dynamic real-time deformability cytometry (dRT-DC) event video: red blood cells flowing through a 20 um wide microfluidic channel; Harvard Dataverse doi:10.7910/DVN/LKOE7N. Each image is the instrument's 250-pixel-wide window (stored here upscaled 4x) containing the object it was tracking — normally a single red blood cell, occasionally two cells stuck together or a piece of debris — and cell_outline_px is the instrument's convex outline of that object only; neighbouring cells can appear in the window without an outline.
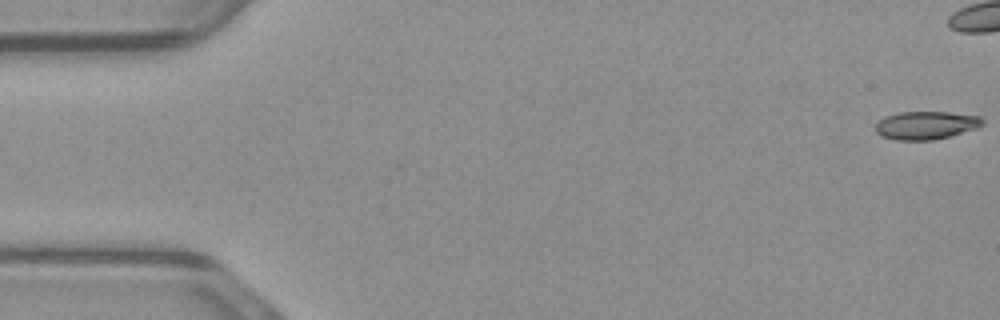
{"species": "common noctule bat (a hibernating species)", "species_latin": "Nyctalus noctula", "temperature_condition": "warm", "stored_images_in_passage": 38, "camera_frame_rate_fps": 3000, "um_per_image_px": 0.085, "animal": {"sex": "male", "body_mass_g": 23.1, "forearm_length_mm": 52.7}, "frame": {"image": 1, "passage_image": 1, "time_ms": 0.0, "image_size_px": [1000, 320], "cell_outline_px": [[984, 124], [976, 128], [952, 136], [932, 140], [896, 140], [884, 136], [876, 132], [876, 124], [884, 116], [900, 112], [948, 112], [980, 116], [984, 120]], "centroid_in_image_um": [78.74, 10.64], "position_along_channel_um": 6.3, "area_um2": 17.51}}
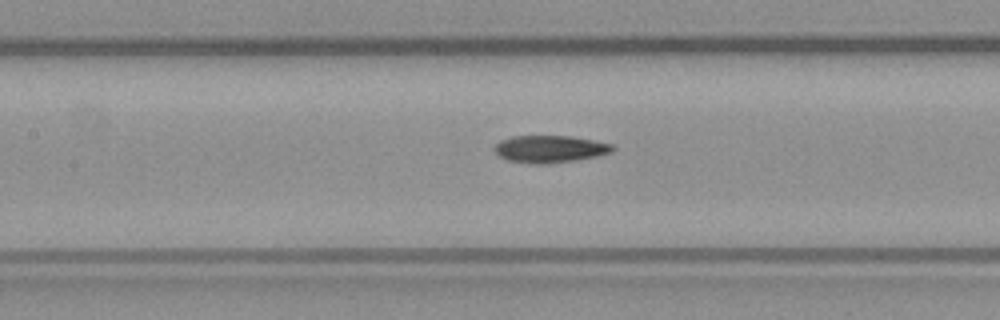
{"frame": {"image": 2, "passage_image": 22, "time_ms": 7.0, "image_size_px": [1000, 320], "cell_outline_px": [[616, 148], [612, 152], [596, 156], [576, 160], [548, 164], [532, 164], [508, 160], [500, 156], [492, 148], [500, 140], [512, 136], [572, 136], [612, 144]], "centroid_in_image_um": [46.73, 12.66], "position_along_channel_um": 160.7, "area_um2": 18.79}}
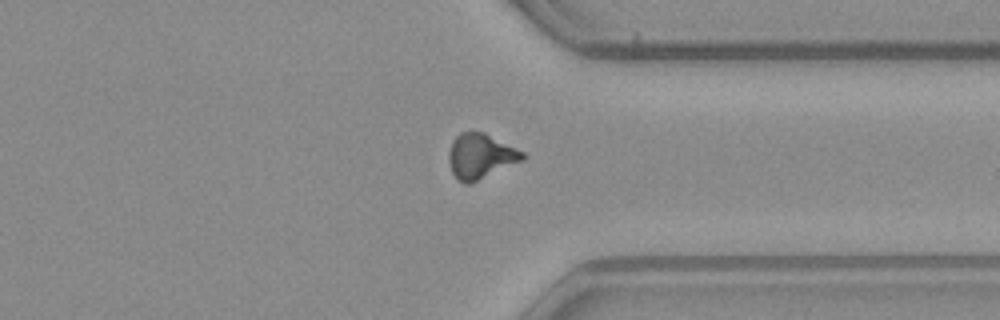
{"frame": {"image": 3, "passage_image": 37, "time_ms": 12.0, "image_size_px": [1000, 320], "cell_outline_px": [[528, 156], [524, 160], [468, 184], [464, 184], [456, 180], [452, 172], [448, 160], [448, 152], [452, 140], [460, 132], [484, 132], [524, 152]], "centroid_in_image_um": [40.83, 13.28], "position_along_channel_um": 370.6, "area_um2": 19.42}}